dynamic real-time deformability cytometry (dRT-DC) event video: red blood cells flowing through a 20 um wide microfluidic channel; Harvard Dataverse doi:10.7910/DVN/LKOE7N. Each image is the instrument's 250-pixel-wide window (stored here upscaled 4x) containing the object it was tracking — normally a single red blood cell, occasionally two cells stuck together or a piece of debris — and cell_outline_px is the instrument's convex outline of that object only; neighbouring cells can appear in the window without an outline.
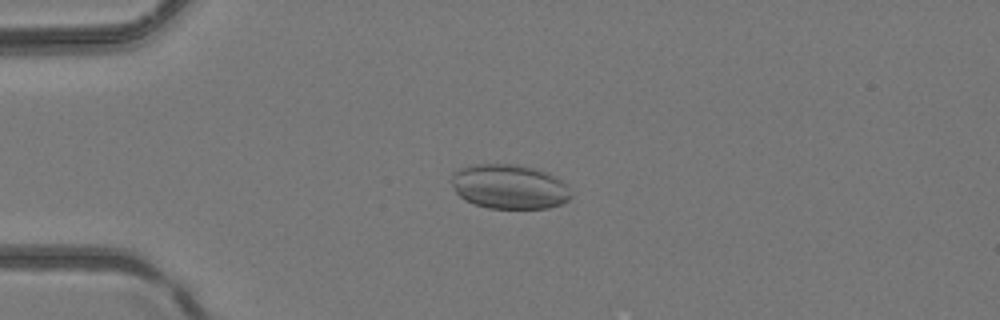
{"species": "common noctule bat (a hibernating species)", "species_latin": "Nyctalus noctula", "temperature_condition": "room temperature", "stored_images_in_passage": 47, "camera_frame_rate_fps": 3000, "um_per_image_px": 0.085, "animal": {"sex": "female", "body_mass_g": 24.6, "forearm_length_mm": 56.2}, "frame": {"image": 1, "passage_image": 12, "time_ms": 3.667, "image_size_px": [1000, 320], "cell_outline_px": [[568, 200], [560, 204], [548, 208], [488, 208], [464, 200], [456, 192], [452, 184], [452, 172], [460, 168], [476, 164], [516, 164], [548, 172], [568, 184]], "centroid_in_image_um": [43.27, 15.86], "position_along_channel_um": 41.7, "area_um2": 30.87}}
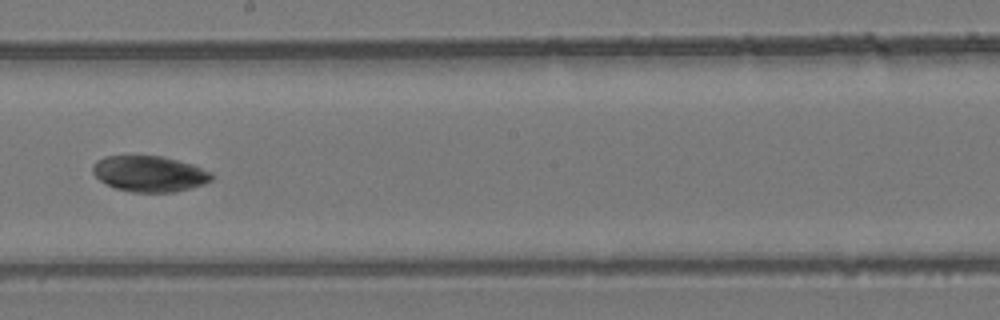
{"frame": {"image": 2, "passage_image": 27, "time_ms": 8.667, "image_size_px": [1000, 320], "cell_outline_px": [[212, 180], [204, 184], [176, 192], [132, 192], [116, 188], [100, 180], [92, 172], [92, 164], [96, 160], [104, 156], [160, 156], [192, 164], [212, 172]], "centroid_in_image_um": [12.7, 14.77], "position_along_channel_um": 235.5, "area_um2": 24.8}}
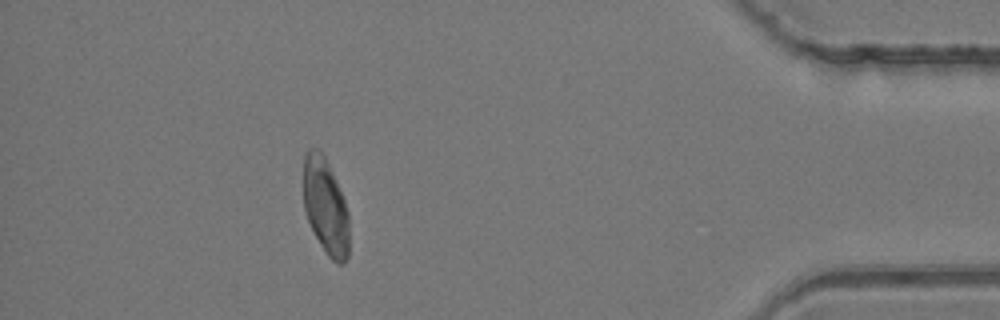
{"frame": {"image": 3, "passage_image": 42, "time_ms": 13.667, "image_size_px": [1000, 320], "cell_outline_px": [[348, 256], [344, 264], [336, 264], [328, 256], [320, 244], [308, 220], [304, 208], [304, 156], [308, 148], [320, 148], [336, 180], [344, 200], [348, 212]], "centroid_in_image_um": [27.67, 17.54], "position_along_channel_um": 407.5, "area_um2": 25.43}}